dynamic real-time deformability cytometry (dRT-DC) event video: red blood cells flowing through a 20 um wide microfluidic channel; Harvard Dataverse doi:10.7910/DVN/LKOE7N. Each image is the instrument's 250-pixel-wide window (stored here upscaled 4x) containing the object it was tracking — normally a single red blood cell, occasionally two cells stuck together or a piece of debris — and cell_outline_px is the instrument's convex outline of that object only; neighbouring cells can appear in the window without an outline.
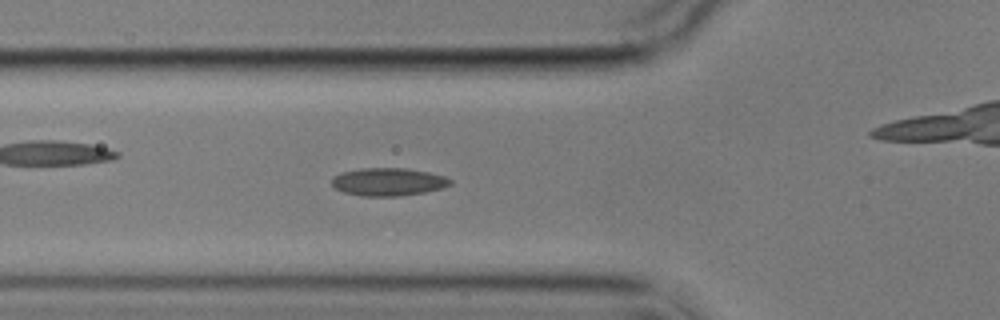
{"species": "common noctule bat (a hibernating species)", "species_latin": "Nyctalus noctula", "temperature_condition": "cold", "stored_images_in_passage": 5, "camera_frame_rate_fps": 3000, "um_per_image_px": 0.085, "animal": {"sex": "male", "body_mass_g": 17.9}, "frame": {"image": 1, "passage_image": 4, "time_ms": 3.333, "image_size_px": [1000, 320], "cell_outline_px": [[452, 184], [444, 188], [424, 192], [400, 196], [360, 196], [344, 192], [336, 188], [332, 184], [332, 176], [340, 172], [360, 168], [408, 168], [428, 172], [444, 176], [452, 180]], "centroid_in_image_um": [33.0, 15.45], "position_along_channel_um": 92.8, "area_um2": 19.42}}